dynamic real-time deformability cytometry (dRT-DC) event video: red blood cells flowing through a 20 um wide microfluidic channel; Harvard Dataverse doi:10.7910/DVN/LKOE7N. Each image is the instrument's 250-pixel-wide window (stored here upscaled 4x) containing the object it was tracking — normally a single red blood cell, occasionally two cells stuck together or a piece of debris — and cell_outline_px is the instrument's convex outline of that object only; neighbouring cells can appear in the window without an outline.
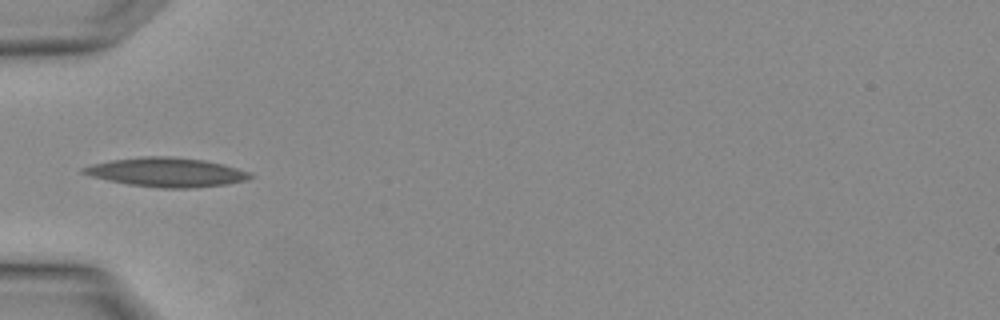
{"species": "Egyptian fruit bat (a non-hibernating species)", "species_latin": "Rousettus aegyptiacus", "temperature_condition": "warm", "stored_images_in_passage": 2, "camera_frame_rate_fps": 3000, "um_per_image_px": 0.085, "animal": {"sex": "female"}, "frame": {"image": 1, "passage_image": 2, "time_ms": 0.333, "image_size_px": [1000, 320], "cell_outline_px": [[252, 176], [244, 180], [228, 184], [192, 188], [160, 188], [128, 184], [108, 180], [92, 176], [80, 172], [80, 168], [92, 164], [112, 160], [144, 156], [168, 156], [204, 160], [224, 164], [248, 172]], "centroid_in_image_um": [14.12, 14.64], "position_along_channel_um": 70.9, "area_um2": 28.09}}